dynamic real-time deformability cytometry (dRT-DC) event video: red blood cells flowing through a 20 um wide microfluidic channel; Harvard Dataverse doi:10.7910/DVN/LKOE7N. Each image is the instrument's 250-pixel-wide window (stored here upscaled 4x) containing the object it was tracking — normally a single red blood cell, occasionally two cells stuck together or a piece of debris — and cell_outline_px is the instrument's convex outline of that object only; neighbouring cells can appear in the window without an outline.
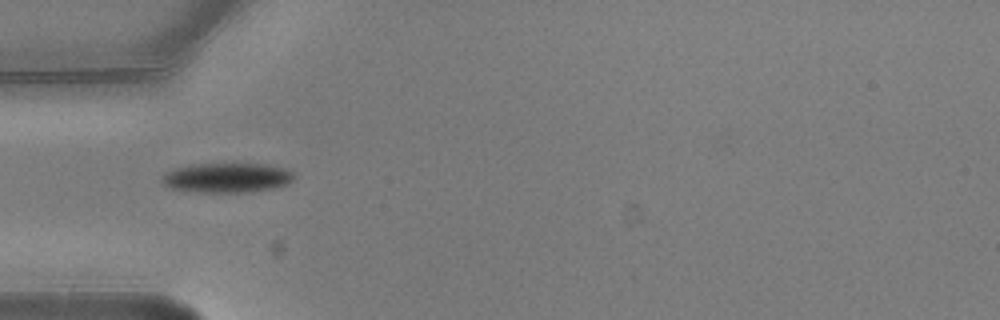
{"species": "common noctule bat (a hibernating species)", "species_latin": "Nyctalus noctula", "temperature_condition": "warm", "stored_images_in_passage": 7, "camera_frame_rate_fps": 3000, "um_per_image_px": 0.085, "animal": {"sex": "male", "body_mass_g": 20.5, "forearm_length_mm": 52.5}, "frame": {"image": 1, "passage_image": 6, "time_ms": 1.667, "image_size_px": [1000, 320], "cell_outline_px": [[292, 180], [288, 184], [272, 188], [244, 192], [200, 192], [168, 188], [160, 180], [164, 172], [176, 168], [192, 164], [232, 160], [268, 164], [284, 168], [292, 172]], "centroid_in_image_um": [19.26, 15.04], "position_along_channel_um": 65.7, "area_um2": 23.81}}
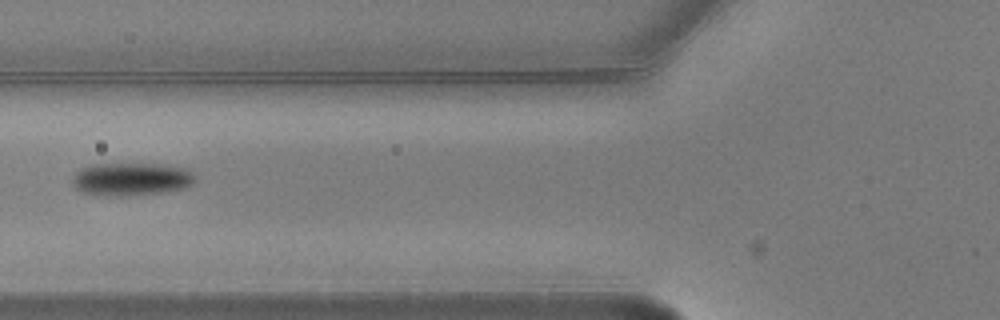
{"frame": {"image": 2, "passage_image": 7, "time_ms": 2.0, "image_size_px": [1000, 320], "cell_outline_px": [[196, 180], [192, 184], [184, 188], [164, 192], [128, 196], [96, 196], [80, 192], [72, 184], [72, 180], [76, 172], [80, 168], [96, 164], [152, 164], [184, 168]], "centroid_in_image_um": [11.07, 15.25], "position_along_channel_um": 114.7, "area_um2": 23.52}}